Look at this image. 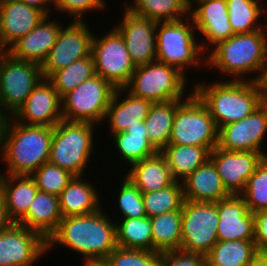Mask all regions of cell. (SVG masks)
Instances as JSON below:
<instances>
[{
	"instance_id": "6da1fadb",
	"label": "cell",
	"mask_w": 267,
	"mask_h": 266,
	"mask_svg": "<svg viewBox=\"0 0 267 266\" xmlns=\"http://www.w3.org/2000/svg\"><path fill=\"white\" fill-rule=\"evenodd\" d=\"M57 244L83 255V260L107 258L118 246L116 222L103 212L63 217L57 230L47 240V252Z\"/></svg>"
},
{
	"instance_id": "7a4b0ae2",
	"label": "cell",
	"mask_w": 267,
	"mask_h": 266,
	"mask_svg": "<svg viewBox=\"0 0 267 266\" xmlns=\"http://www.w3.org/2000/svg\"><path fill=\"white\" fill-rule=\"evenodd\" d=\"M266 33V29H259L233 34L227 40L218 41L206 52L205 66L229 75L234 81L247 80L245 75L258 73L257 76L252 75L249 81L260 82L266 66Z\"/></svg>"
},
{
	"instance_id": "3957f363",
	"label": "cell",
	"mask_w": 267,
	"mask_h": 266,
	"mask_svg": "<svg viewBox=\"0 0 267 266\" xmlns=\"http://www.w3.org/2000/svg\"><path fill=\"white\" fill-rule=\"evenodd\" d=\"M53 127L25 125L6 119L0 135V156L7 165L4 174L31 176L49 162Z\"/></svg>"
},
{
	"instance_id": "277c9868",
	"label": "cell",
	"mask_w": 267,
	"mask_h": 266,
	"mask_svg": "<svg viewBox=\"0 0 267 266\" xmlns=\"http://www.w3.org/2000/svg\"><path fill=\"white\" fill-rule=\"evenodd\" d=\"M193 91L204 102L218 129L249 116L266 99L260 82L226 80L193 83Z\"/></svg>"
},
{
	"instance_id": "5b68a950",
	"label": "cell",
	"mask_w": 267,
	"mask_h": 266,
	"mask_svg": "<svg viewBox=\"0 0 267 266\" xmlns=\"http://www.w3.org/2000/svg\"><path fill=\"white\" fill-rule=\"evenodd\" d=\"M195 29L190 15L184 20L157 22L156 61L177 68L185 76L188 66L197 67L200 63L205 66L206 53L196 41Z\"/></svg>"
},
{
	"instance_id": "8992f818",
	"label": "cell",
	"mask_w": 267,
	"mask_h": 266,
	"mask_svg": "<svg viewBox=\"0 0 267 266\" xmlns=\"http://www.w3.org/2000/svg\"><path fill=\"white\" fill-rule=\"evenodd\" d=\"M95 124L62 120L53 127L49 162L83 176L94 147Z\"/></svg>"
},
{
	"instance_id": "52a82bcc",
	"label": "cell",
	"mask_w": 267,
	"mask_h": 266,
	"mask_svg": "<svg viewBox=\"0 0 267 266\" xmlns=\"http://www.w3.org/2000/svg\"><path fill=\"white\" fill-rule=\"evenodd\" d=\"M186 99L178 100L169 144L206 147L218 146L219 129L204 102L192 90Z\"/></svg>"
},
{
	"instance_id": "ba28073f",
	"label": "cell",
	"mask_w": 267,
	"mask_h": 266,
	"mask_svg": "<svg viewBox=\"0 0 267 266\" xmlns=\"http://www.w3.org/2000/svg\"><path fill=\"white\" fill-rule=\"evenodd\" d=\"M186 78L177 68L154 61L136 66L124 88L132 95L153 103L183 100L188 85Z\"/></svg>"
},
{
	"instance_id": "9c48e42d",
	"label": "cell",
	"mask_w": 267,
	"mask_h": 266,
	"mask_svg": "<svg viewBox=\"0 0 267 266\" xmlns=\"http://www.w3.org/2000/svg\"><path fill=\"white\" fill-rule=\"evenodd\" d=\"M115 91L110 82L97 74L83 81L61 98L63 120L95 125L103 123Z\"/></svg>"
},
{
	"instance_id": "30bf717a",
	"label": "cell",
	"mask_w": 267,
	"mask_h": 266,
	"mask_svg": "<svg viewBox=\"0 0 267 266\" xmlns=\"http://www.w3.org/2000/svg\"><path fill=\"white\" fill-rule=\"evenodd\" d=\"M42 79L41 65L18 60L10 54L0 57V109L3 114L7 118L13 117Z\"/></svg>"
},
{
	"instance_id": "8fae6325",
	"label": "cell",
	"mask_w": 267,
	"mask_h": 266,
	"mask_svg": "<svg viewBox=\"0 0 267 266\" xmlns=\"http://www.w3.org/2000/svg\"><path fill=\"white\" fill-rule=\"evenodd\" d=\"M181 249L206 256L217 240L219 216L211 202L184 200L182 208Z\"/></svg>"
},
{
	"instance_id": "7c38bea8",
	"label": "cell",
	"mask_w": 267,
	"mask_h": 266,
	"mask_svg": "<svg viewBox=\"0 0 267 266\" xmlns=\"http://www.w3.org/2000/svg\"><path fill=\"white\" fill-rule=\"evenodd\" d=\"M91 54L95 73L116 89L124 88L136 69L121 34L113 27L98 38L93 36Z\"/></svg>"
},
{
	"instance_id": "4fadbf2b",
	"label": "cell",
	"mask_w": 267,
	"mask_h": 266,
	"mask_svg": "<svg viewBox=\"0 0 267 266\" xmlns=\"http://www.w3.org/2000/svg\"><path fill=\"white\" fill-rule=\"evenodd\" d=\"M85 20L64 26L58 33L56 43L41 65L43 77L48 79L55 71L91 55L93 32Z\"/></svg>"
},
{
	"instance_id": "5bb4252c",
	"label": "cell",
	"mask_w": 267,
	"mask_h": 266,
	"mask_svg": "<svg viewBox=\"0 0 267 266\" xmlns=\"http://www.w3.org/2000/svg\"><path fill=\"white\" fill-rule=\"evenodd\" d=\"M46 251L47 240L18 223L0 232V266H32Z\"/></svg>"
},
{
	"instance_id": "9a60e30c",
	"label": "cell",
	"mask_w": 267,
	"mask_h": 266,
	"mask_svg": "<svg viewBox=\"0 0 267 266\" xmlns=\"http://www.w3.org/2000/svg\"><path fill=\"white\" fill-rule=\"evenodd\" d=\"M267 133V99L249 116L219 129L218 147L230 151H262Z\"/></svg>"
},
{
	"instance_id": "2e32d148",
	"label": "cell",
	"mask_w": 267,
	"mask_h": 266,
	"mask_svg": "<svg viewBox=\"0 0 267 266\" xmlns=\"http://www.w3.org/2000/svg\"><path fill=\"white\" fill-rule=\"evenodd\" d=\"M265 156L256 151H230L218 146L210 152L222 183L230 195H240L249 177Z\"/></svg>"
},
{
	"instance_id": "e0dca14e",
	"label": "cell",
	"mask_w": 267,
	"mask_h": 266,
	"mask_svg": "<svg viewBox=\"0 0 267 266\" xmlns=\"http://www.w3.org/2000/svg\"><path fill=\"white\" fill-rule=\"evenodd\" d=\"M113 26L122 36L135 66L156 61V24L125 8L123 19ZM118 25V26H117Z\"/></svg>"
},
{
	"instance_id": "ac0fdd59",
	"label": "cell",
	"mask_w": 267,
	"mask_h": 266,
	"mask_svg": "<svg viewBox=\"0 0 267 266\" xmlns=\"http://www.w3.org/2000/svg\"><path fill=\"white\" fill-rule=\"evenodd\" d=\"M12 118L25 125L54 127L63 120L61 97L52 83L44 78Z\"/></svg>"
},
{
	"instance_id": "d6986e66",
	"label": "cell",
	"mask_w": 267,
	"mask_h": 266,
	"mask_svg": "<svg viewBox=\"0 0 267 266\" xmlns=\"http://www.w3.org/2000/svg\"><path fill=\"white\" fill-rule=\"evenodd\" d=\"M193 4L189 15L198 35L202 34L206 40L205 43H200L205 53L218 41L227 40L235 34L229 22L226 0H198Z\"/></svg>"
},
{
	"instance_id": "ffe728a7",
	"label": "cell",
	"mask_w": 267,
	"mask_h": 266,
	"mask_svg": "<svg viewBox=\"0 0 267 266\" xmlns=\"http://www.w3.org/2000/svg\"><path fill=\"white\" fill-rule=\"evenodd\" d=\"M217 205V240H254V213L240 195H230Z\"/></svg>"
},
{
	"instance_id": "44dd1931",
	"label": "cell",
	"mask_w": 267,
	"mask_h": 266,
	"mask_svg": "<svg viewBox=\"0 0 267 266\" xmlns=\"http://www.w3.org/2000/svg\"><path fill=\"white\" fill-rule=\"evenodd\" d=\"M50 18L51 15L45 16L34 29L13 43L9 54L18 60L42 65L63 27L58 20L50 21Z\"/></svg>"
},
{
	"instance_id": "7402d4cb",
	"label": "cell",
	"mask_w": 267,
	"mask_h": 266,
	"mask_svg": "<svg viewBox=\"0 0 267 266\" xmlns=\"http://www.w3.org/2000/svg\"><path fill=\"white\" fill-rule=\"evenodd\" d=\"M45 16L39 9L19 0H0V26L7 46L28 34Z\"/></svg>"
},
{
	"instance_id": "603a6c76",
	"label": "cell",
	"mask_w": 267,
	"mask_h": 266,
	"mask_svg": "<svg viewBox=\"0 0 267 266\" xmlns=\"http://www.w3.org/2000/svg\"><path fill=\"white\" fill-rule=\"evenodd\" d=\"M124 93V94H121ZM127 93V95H125ZM124 95V99H121ZM120 98V100H119ZM153 102L143 98L136 97L126 92L125 88H117L109 106L106 110L104 121L110 126V134L125 132L127 127L138 125V122L144 121L149 114Z\"/></svg>"
},
{
	"instance_id": "cb8c5ba5",
	"label": "cell",
	"mask_w": 267,
	"mask_h": 266,
	"mask_svg": "<svg viewBox=\"0 0 267 266\" xmlns=\"http://www.w3.org/2000/svg\"><path fill=\"white\" fill-rule=\"evenodd\" d=\"M181 183L184 200L216 203L230 196L210 160L199 166Z\"/></svg>"
},
{
	"instance_id": "d4e9b609",
	"label": "cell",
	"mask_w": 267,
	"mask_h": 266,
	"mask_svg": "<svg viewBox=\"0 0 267 266\" xmlns=\"http://www.w3.org/2000/svg\"><path fill=\"white\" fill-rule=\"evenodd\" d=\"M0 190L6 212L12 223H18L28 212L38 188L31 176L0 174Z\"/></svg>"
},
{
	"instance_id": "484cf974",
	"label": "cell",
	"mask_w": 267,
	"mask_h": 266,
	"mask_svg": "<svg viewBox=\"0 0 267 266\" xmlns=\"http://www.w3.org/2000/svg\"><path fill=\"white\" fill-rule=\"evenodd\" d=\"M84 176H74L59 194V208L62 217L79 216L97 212L102 208L96 188Z\"/></svg>"
},
{
	"instance_id": "4316f807",
	"label": "cell",
	"mask_w": 267,
	"mask_h": 266,
	"mask_svg": "<svg viewBox=\"0 0 267 266\" xmlns=\"http://www.w3.org/2000/svg\"><path fill=\"white\" fill-rule=\"evenodd\" d=\"M62 218L58 196L38 190L27 214L18 224L36 231L48 240L57 230Z\"/></svg>"
},
{
	"instance_id": "83f0119b",
	"label": "cell",
	"mask_w": 267,
	"mask_h": 266,
	"mask_svg": "<svg viewBox=\"0 0 267 266\" xmlns=\"http://www.w3.org/2000/svg\"><path fill=\"white\" fill-rule=\"evenodd\" d=\"M131 167L125 176L129 177L142 193L161 190L176 181L161 152L135 162Z\"/></svg>"
},
{
	"instance_id": "f1b7e54d",
	"label": "cell",
	"mask_w": 267,
	"mask_h": 266,
	"mask_svg": "<svg viewBox=\"0 0 267 266\" xmlns=\"http://www.w3.org/2000/svg\"><path fill=\"white\" fill-rule=\"evenodd\" d=\"M210 152L206 147L177 144H168L161 151L173 178L180 182L199 166L204 165L209 160Z\"/></svg>"
},
{
	"instance_id": "f546056e",
	"label": "cell",
	"mask_w": 267,
	"mask_h": 266,
	"mask_svg": "<svg viewBox=\"0 0 267 266\" xmlns=\"http://www.w3.org/2000/svg\"><path fill=\"white\" fill-rule=\"evenodd\" d=\"M258 257L254 240L217 241L206 255L208 266H250Z\"/></svg>"
},
{
	"instance_id": "4dcf8cb0",
	"label": "cell",
	"mask_w": 267,
	"mask_h": 266,
	"mask_svg": "<svg viewBox=\"0 0 267 266\" xmlns=\"http://www.w3.org/2000/svg\"><path fill=\"white\" fill-rule=\"evenodd\" d=\"M115 149L120 152V157L129 163V166L135 162L155 155L158 151L148 141L147 129L144 121L138 122V125L127 127L125 132L112 134Z\"/></svg>"
},
{
	"instance_id": "1f68e13d",
	"label": "cell",
	"mask_w": 267,
	"mask_h": 266,
	"mask_svg": "<svg viewBox=\"0 0 267 266\" xmlns=\"http://www.w3.org/2000/svg\"><path fill=\"white\" fill-rule=\"evenodd\" d=\"M177 107L178 100L153 103L144 120L148 141L158 152H161L169 144Z\"/></svg>"
},
{
	"instance_id": "d6a6232c",
	"label": "cell",
	"mask_w": 267,
	"mask_h": 266,
	"mask_svg": "<svg viewBox=\"0 0 267 266\" xmlns=\"http://www.w3.org/2000/svg\"><path fill=\"white\" fill-rule=\"evenodd\" d=\"M152 226L153 252H167L181 249L182 213L167 212L150 218Z\"/></svg>"
},
{
	"instance_id": "836d02e7",
	"label": "cell",
	"mask_w": 267,
	"mask_h": 266,
	"mask_svg": "<svg viewBox=\"0 0 267 266\" xmlns=\"http://www.w3.org/2000/svg\"><path fill=\"white\" fill-rule=\"evenodd\" d=\"M124 5L130 12L155 22L184 19L190 10L185 0H133Z\"/></svg>"
},
{
	"instance_id": "e575fe53",
	"label": "cell",
	"mask_w": 267,
	"mask_h": 266,
	"mask_svg": "<svg viewBox=\"0 0 267 266\" xmlns=\"http://www.w3.org/2000/svg\"><path fill=\"white\" fill-rule=\"evenodd\" d=\"M120 222V223H119ZM117 245L123 248L153 251L152 226L148 216L116 222Z\"/></svg>"
},
{
	"instance_id": "d590c367",
	"label": "cell",
	"mask_w": 267,
	"mask_h": 266,
	"mask_svg": "<svg viewBox=\"0 0 267 266\" xmlns=\"http://www.w3.org/2000/svg\"><path fill=\"white\" fill-rule=\"evenodd\" d=\"M229 22L235 34L249 33L259 29H267L259 20L266 8L261 7L260 0H226ZM260 2V3H259ZM259 22V23H258ZM262 24V25H261Z\"/></svg>"
},
{
	"instance_id": "8d00e7d4",
	"label": "cell",
	"mask_w": 267,
	"mask_h": 266,
	"mask_svg": "<svg viewBox=\"0 0 267 266\" xmlns=\"http://www.w3.org/2000/svg\"><path fill=\"white\" fill-rule=\"evenodd\" d=\"M95 73L92 54L71 63L69 66L55 71L48 80L62 98L69 91L74 90L80 83L92 78Z\"/></svg>"
},
{
	"instance_id": "74e56055",
	"label": "cell",
	"mask_w": 267,
	"mask_h": 266,
	"mask_svg": "<svg viewBox=\"0 0 267 266\" xmlns=\"http://www.w3.org/2000/svg\"><path fill=\"white\" fill-rule=\"evenodd\" d=\"M142 199L146 216L149 218L167 212L181 211L184 202L182 183L175 181L161 190L142 193Z\"/></svg>"
},
{
	"instance_id": "f35d334b",
	"label": "cell",
	"mask_w": 267,
	"mask_h": 266,
	"mask_svg": "<svg viewBox=\"0 0 267 266\" xmlns=\"http://www.w3.org/2000/svg\"><path fill=\"white\" fill-rule=\"evenodd\" d=\"M240 196L252 213L267 208V157L258 164Z\"/></svg>"
},
{
	"instance_id": "ab89813d",
	"label": "cell",
	"mask_w": 267,
	"mask_h": 266,
	"mask_svg": "<svg viewBox=\"0 0 267 266\" xmlns=\"http://www.w3.org/2000/svg\"><path fill=\"white\" fill-rule=\"evenodd\" d=\"M31 177L34 179L39 191L59 196L74 175L63 168L46 162Z\"/></svg>"
},
{
	"instance_id": "60d3db41",
	"label": "cell",
	"mask_w": 267,
	"mask_h": 266,
	"mask_svg": "<svg viewBox=\"0 0 267 266\" xmlns=\"http://www.w3.org/2000/svg\"><path fill=\"white\" fill-rule=\"evenodd\" d=\"M118 207L123 219L141 218L146 216L142 192L130 180L125 177L118 191Z\"/></svg>"
},
{
	"instance_id": "b9f144b4",
	"label": "cell",
	"mask_w": 267,
	"mask_h": 266,
	"mask_svg": "<svg viewBox=\"0 0 267 266\" xmlns=\"http://www.w3.org/2000/svg\"><path fill=\"white\" fill-rule=\"evenodd\" d=\"M111 266H160V253L117 246L107 257Z\"/></svg>"
},
{
	"instance_id": "7bdbcfd3",
	"label": "cell",
	"mask_w": 267,
	"mask_h": 266,
	"mask_svg": "<svg viewBox=\"0 0 267 266\" xmlns=\"http://www.w3.org/2000/svg\"><path fill=\"white\" fill-rule=\"evenodd\" d=\"M104 0H54L55 11L69 13L75 21H83L85 12L104 10Z\"/></svg>"
},
{
	"instance_id": "ee69618b",
	"label": "cell",
	"mask_w": 267,
	"mask_h": 266,
	"mask_svg": "<svg viewBox=\"0 0 267 266\" xmlns=\"http://www.w3.org/2000/svg\"><path fill=\"white\" fill-rule=\"evenodd\" d=\"M206 256L182 250L160 253V266H205Z\"/></svg>"
},
{
	"instance_id": "f6af8a7d",
	"label": "cell",
	"mask_w": 267,
	"mask_h": 266,
	"mask_svg": "<svg viewBox=\"0 0 267 266\" xmlns=\"http://www.w3.org/2000/svg\"><path fill=\"white\" fill-rule=\"evenodd\" d=\"M254 242L257 250L267 247V208L254 213Z\"/></svg>"
},
{
	"instance_id": "bcb514c9",
	"label": "cell",
	"mask_w": 267,
	"mask_h": 266,
	"mask_svg": "<svg viewBox=\"0 0 267 266\" xmlns=\"http://www.w3.org/2000/svg\"><path fill=\"white\" fill-rule=\"evenodd\" d=\"M29 6H33L40 11H42L46 16H50V13L53 10H49L51 6L49 7L48 4H52L54 7V0H19Z\"/></svg>"
},
{
	"instance_id": "7dc6e473",
	"label": "cell",
	"mask_w": 267,
	"mask_h": 266,
	"mask_svg": "<svg viewBox=\"0 0 267 266\" xmlns=\"http://www.w3.org/2000/svg\"><path fill=\"white\" fill-rule=\"evenodd\" d=\"M12 221L9 219L6 212L5 199L2 191L0 190V232L10 226Z\"/></svg>"
},
{
	"instance_id": "c3c4849f",
	"label": "cell",
	"mask_w": 267,
	"mask_h": 266,
	"mask_svg": "<svg viewBox=\"0 0 267 266\" xmlns=\"http://www.w3.org/2000/svg\"><path fill=\"white\" fill-rule=\"evenodd\" d=\"M83 266H111L107 258L83 260Z\"/></svg>"
},
{
	"instance_id": "681fc988",
	"label": "cell",
	"mask_w": 267,
	"mask_h": 266,
	"mask_svg": "<svg viewBox=\"0 0 267 266\" xmlns=\"http://www.w3.org/2000/svg\"><path fill=\"white\" fill-rule=\"evenodd\" d=\"M7 54H9V47L7 46V44L5 43L3 39L1 26H0V57H3Z\"/></svg>"
},
{
	"instance_id": "f907efd6",
	"label": "cell",
	"mask_w": 267,
	"mask_h": 266,
	"mask_svg": "<svg viewBox=\"0 0 267 266\" xmlns=\"http://www.w3.org/2000/svg\"><path fill=\"white\" fill-rule=\"evenodd\" d=\"M260 84L262 85L265 95L267 97V55H266V66H265L263 77L260 80Z\"/></svg>"
},
{
	"instance_id": "816d5d0a",
	"label": "cell",
	"mask_w": 267,
	"mask_h": 266,
	"mask_svg": "<svg viewBox=\"0 0 267 266\" xmlns=\"http://www.w3.org/2000/svg\"><path fill=\"white\" fill-rule=\"evenodd\" d=\"M258 258L267 264V247L258 249Z\"/></svg>"
},
{
	"instance_id": "f5cc1de1",
	"label": "cell",
	"mask_w": 267,
	"mask_h": 266,
	"mask_svg": "<svg viewBox=\"0 0 267 266\" xmlns=\"http://www.w3.org/2000/svg\"><path fill=\"white\" fill-rule=\"evenodd\" d=\"M6 119H7V117L3 114V112L0 109V135L4 129Z\"/></svg>"
},
{
	"instance_id": "db71d44e",
	"label": "cell",
	"mask_w": 267,
	"mask_h": 266,
	"mask_svg": "<svg viewBox=\"0 0 267 266\" xmlns=\"http://www.w3.org/2000/svg\"><path fill=\"white\" fill-rule=\"evenodd\" d=\"M250 266H267V264L257 257Z\"/></svg>"
},
{
	"instance_id": "11a10c76",
	"label": "cell",
	"mask_w": 267,
	"mask_h": 266,
	"mask_svg": "<svg viewBox=\"0 0 267 266\" xmlns=\"http://www.w3.org/2000/svg\"><path fill=\"white\" fill-rule=\"evenodd\" d=\"M196 1L198 0H185V2L187 3L189 7H191V5H193V3H195Z\"/></svg>"
}]
</instances>
